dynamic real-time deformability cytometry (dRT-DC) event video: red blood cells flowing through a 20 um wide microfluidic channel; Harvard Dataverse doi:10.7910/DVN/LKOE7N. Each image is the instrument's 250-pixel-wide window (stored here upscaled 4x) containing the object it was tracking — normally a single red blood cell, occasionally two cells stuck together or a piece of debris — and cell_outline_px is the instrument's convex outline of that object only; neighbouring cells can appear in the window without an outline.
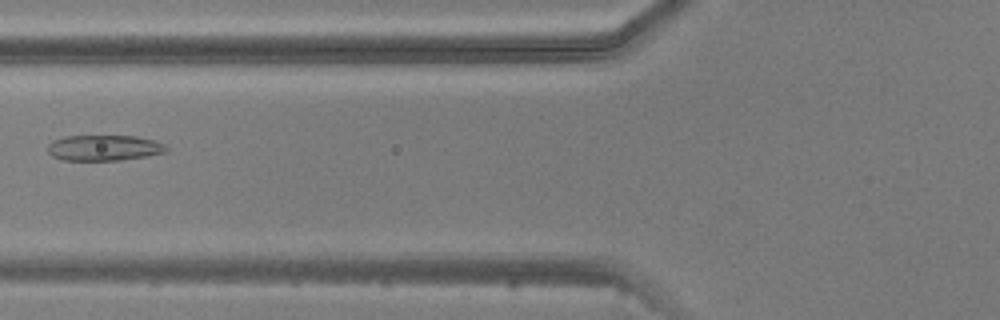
{"species": "common noctule bat (a hibernating species)", "species_latin": "Nyctalus noctula", "temperature_condition": "warm", "stored_images_in_passage": 4, "camera_frame_rate_fps": 3000, "um_per_image_px": 0.085, "animal": {"sex": "male", "body_mass_g": 20.5, "forearm_length_mm": 52.5}, "frame": {"image": 1, "passage_image": 3, "time_ms": 2.333, "image_size_px": [1000, 320], "cell_outline_px": [[168, 152], [120, 160], [64, 160], [52, 156], [48, 152], [48, 144], [52, 140], [68, 136], [136, 136], [156, 140], [164, 144], [168, 148]], "centroid_in_image_um": [8.86, 12.56], "position_along_channel_um": 116.9, "area_um2": 17.74}}
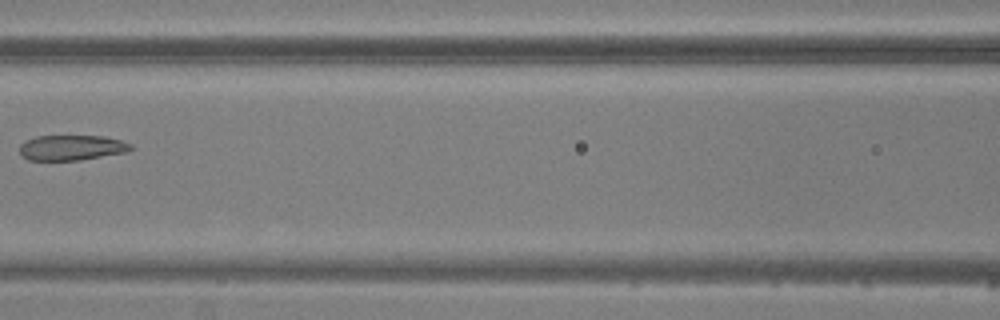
{"frame": {"image": 2, "passage_image": 4, "time_ms": 3.333, "image_size_px": [1000, 320], "cell_outline_px": [[132, 148], [124, 152], [80, 160], [28, 160], [20, 152], [20, 144], [24, 140], [36, 136], [104, 136], [120, 140], [132, 144]], "centroid_in_image_um": [6.05, 12.54], "position_along_channel_um": 160.5, "area_um2": 16.24}}